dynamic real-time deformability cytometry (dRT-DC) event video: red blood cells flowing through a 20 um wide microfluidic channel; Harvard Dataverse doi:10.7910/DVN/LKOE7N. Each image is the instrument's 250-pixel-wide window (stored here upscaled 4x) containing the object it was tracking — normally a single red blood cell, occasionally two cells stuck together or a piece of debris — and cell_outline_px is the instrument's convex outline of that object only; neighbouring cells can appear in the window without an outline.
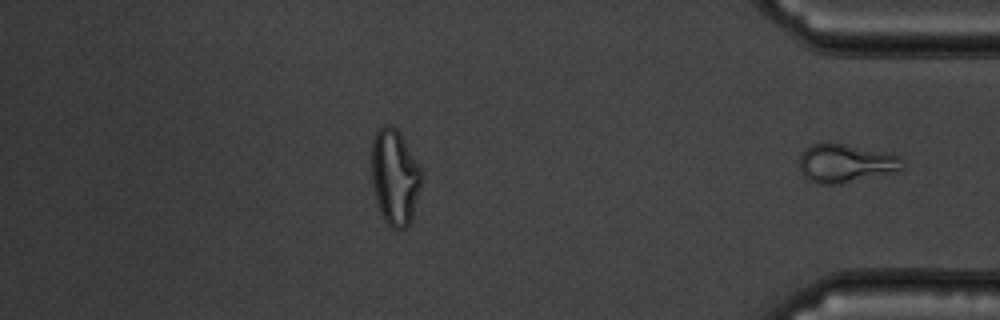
{"species": "common noctule bat (a hibernating species)", "species_latin": "Nyctalus noctula", "temperature_condition": "warm", "stored_images_in_passage": 47, "segment_of_instrument_passage": [2, 2], "camera_frame_rate_fps": 3000, "um_per_image_px": 0.085, "animal": {"sex": "male", "body_mass_g": 19.5, "forearm_length_mm": 54.6}, "frame": {"image": 1, "passage_image": 47, "time_ms": 15.333, "image_size_px": [1000, 320], "cell_outline_px": [[904, 168], [896, 172], [840, 184], [816, 184], [808, 180], [804, 176], [800, 168], [800, 152], [804, 148], [812, 144], [844, 144], [888, 152], [900, 156], [904, 164]], "centroid_in_image_um": [71.9, 13.89], "position_along_channel_um": 363.3, "area_um2": 23.29}}